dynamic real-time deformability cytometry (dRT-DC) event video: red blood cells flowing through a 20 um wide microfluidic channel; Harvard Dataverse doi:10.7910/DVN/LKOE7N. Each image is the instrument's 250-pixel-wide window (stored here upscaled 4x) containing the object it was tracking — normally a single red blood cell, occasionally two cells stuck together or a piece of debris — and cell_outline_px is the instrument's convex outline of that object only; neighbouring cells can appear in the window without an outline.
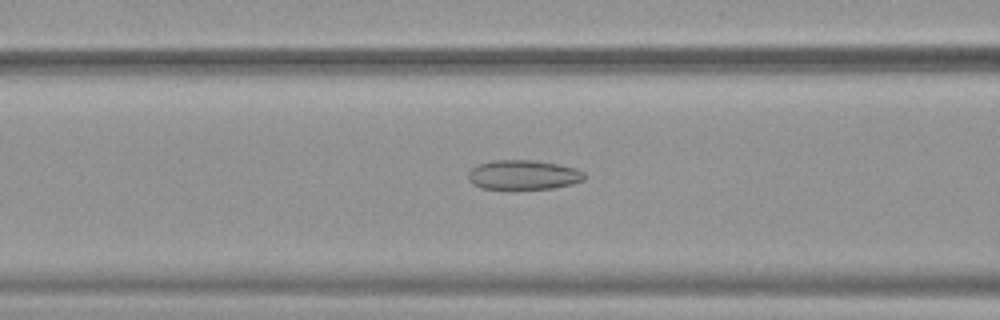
{"species": "common noctule bat (a hibernating species)", "species_latin": "Nyctalus noctula", "temperature_condition": "warm", "stored_images_in_passage": 48, "camera_frame_rate_fps": 3000, "um_per_image_px": 0.085, "animal": {"sex": "female", "body_mass_g": 19.9}, "frame": {"image": 1, "passage_image": 17, "time_ms": 5.333, "image_size_px": [1000, 320], "cell_outline_px": [[584, 180], [572, 184], [552, 188], [480, 188], [472, 184], [468, 180], [468, 172], [476, 164], [492, 160], [536, 160], [560, 164], [576, 168], [584, 172]], "centroid_in_image_um": [44.47, 14.84], "position_along_channel_um": 122.1, "area_um2": 20.06}}
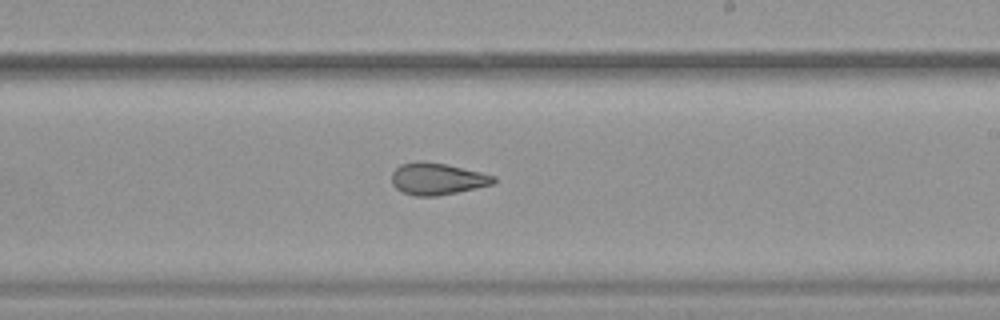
{"frame": {"image": 2, "passage_image": 27, "time_ms": 8.667, "image_size_px": [1000, 320], "cell_outline_px": [[496, 180], [492, 184], [476, 188], [436, 196], [416, 196], [400, 192], [392, 184], [392, 172], [400, 164], [420, 160], [424, 160], [444, 164], [480, 172], [496, 176]], "centroid_in_image_um": [37.12, 15.2], "position_along_channel_um": 251.9, "area_um2": 18.9}}
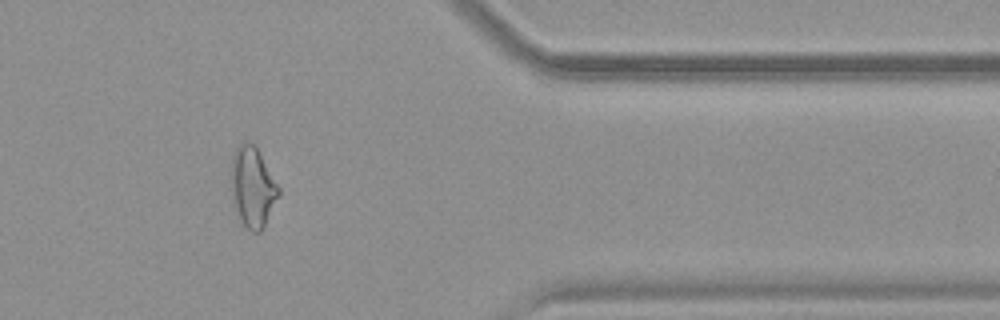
{"frame": {"image": 3, "passage_image": 39, "time_ms": 12.667, "image_size_px": [1000, 320], "cell_outline_px": [[280, 196], [264, 228], [260, 232], [252, 232], [244, 224], [236, 208], [232, 196], [228, 172], [232, 156], [236, 148], [244, 140], [248, 140], [256, 148], [280, 188]], "centroid_in_image_um": [21.46, 15.88], "position_along_channel_um": 389.9, "area_um2": 22.43}, "authors_computed_cell_mechanics": {"area_um2": 21.9929, "velocity_mm_per_s": 3.8968, "shape_relaxation_time_tau1_ms": 6.7582, "shape_relaxation_time_tau2_ms": 2.0793, "deformation_change_tau1": 0.1511, "deformation_change_tau2": 0.101}}